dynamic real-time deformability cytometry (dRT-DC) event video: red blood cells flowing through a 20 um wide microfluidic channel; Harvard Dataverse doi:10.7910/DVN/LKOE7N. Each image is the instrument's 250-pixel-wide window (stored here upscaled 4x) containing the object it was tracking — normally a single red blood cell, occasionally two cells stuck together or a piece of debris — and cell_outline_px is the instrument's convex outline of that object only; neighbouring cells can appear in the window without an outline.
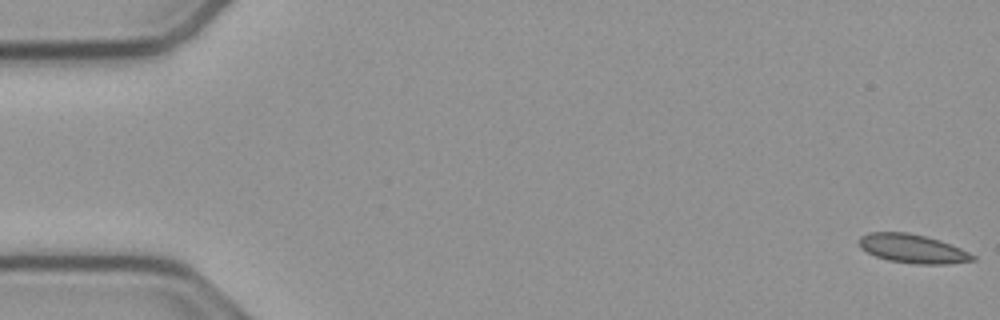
{"species": "common noctule bat (a hibernating species)", "species_latin": "Nyctalus noctula", "temperature_condition": "cold", "stored_images_in_passage": 55, "camera_frame_rate_fps": 3000, "um_per_image_px": 0.085, "animal": {"sex": "male", "body_mass_g": 23.1, "forearm_length_mm": 52.7}, "frame": {"image": 1, "passage_image": 1, "time_ms": 0.0, "image_size_px": [1000, 320], "cell_outline_px": [[976, 260], [948, 264], [916, 264], [888, 260], [876, 256], [860, 248], [856, 240], [860, 236], [868, 232], [908, 232], [940, 240], [960, 248], [976, 256]], "centroid_in_image_um": [77.54, 21.13], "position_along_channel_um": 7.5, "area_um2": 19.19}}
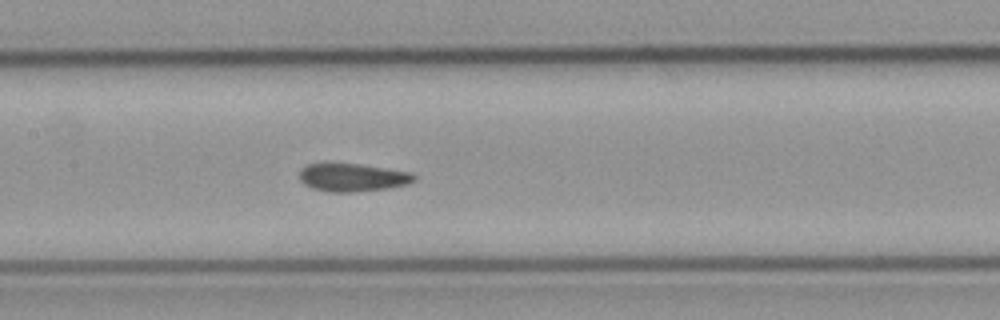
{"frame": {"image": 2, "passage_image": 26, "time_ms": 8.333, "image_size_px": [1000, 320], "cell_outline_px": [[416, 180], [408, 184], [388, 188], [356, 192], [324, 192], [312, 188], [304, 184], [300, 180], [300, 172], [308, 164], [356, 164], [412, 172], [416, 176]], "centroid_in_image_um": [29.99, 15.11], "position_along_channel_um": 177.4, "area_um2": 18.61}}
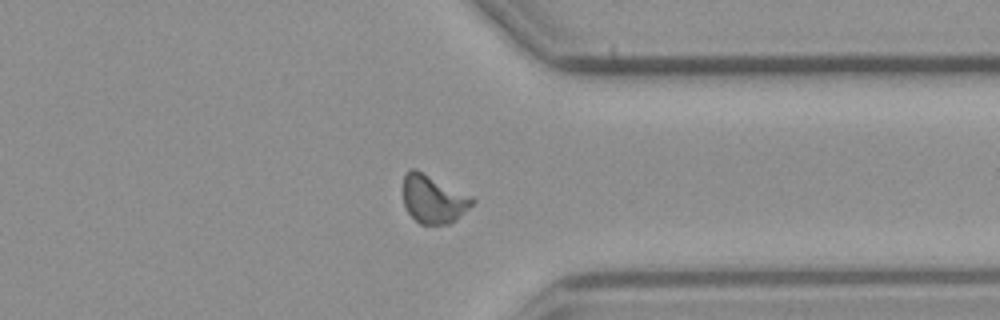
{"frame": {"image": 3, "passage_image": 42, "time_ms": 13.667, "image_size_px": [1000, 320], "cell_outline_px": [[476, 200], [456, 220], [448, 224], [420, 224], [404, 208], [404, 176], [412, 168], [416, 168], [472, 196]], "centroid_in_image_um": [36.84, 16.92], "position_along_channel_um": 374.6, "area_um2": 19.31}, "authors_computed_cell_mechanics": {"area_um2": 19.0162, "velocity_mm_per_s": 3.777, "shape_relaxation_time_tau1_ms": 5.6636, "shape_relaxation_time_tau2_ms": 1.0452, "deformation_change_tau1": 0.1303, "deformation_change_tau2": 0.079}}